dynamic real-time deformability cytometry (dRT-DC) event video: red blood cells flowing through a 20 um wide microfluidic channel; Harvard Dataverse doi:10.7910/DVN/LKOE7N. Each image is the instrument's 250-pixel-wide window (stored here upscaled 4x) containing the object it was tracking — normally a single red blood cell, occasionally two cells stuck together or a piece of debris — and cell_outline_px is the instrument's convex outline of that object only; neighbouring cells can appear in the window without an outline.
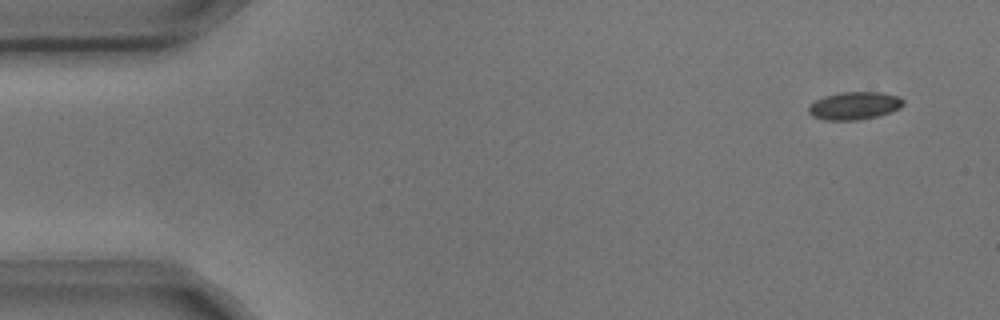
{"species": "common noctule bat (a hibernating species)", "species_latin": "Nyctalus noctula", "temperature_condition": "cold", "stored_images_in_passage": 5, "camera_frame_rate_fps": 3000, "um_per_image_px": 0.085, "animal": {"sex": "male", "body_mass_g": 17.9, "forearm_length_mm": 54.2}, "frame": {"image": 1, "passage_image": 1, "time_ms": 0.0, "image_size_px": [1000, 320], "cell_outline_px": [[904, 104], [900, 108], [892, 112], [876, 116], [856, 120], [824, 120], [812, 116], [808, 112], [808, 104], [824, 96], [840, 92], [880, 92], [900, 96], [904, 100]], "centroid_in_image_um": [72.62, 8.98], "position_along_channel_um": 12.4, "area_um2": 15.49}}
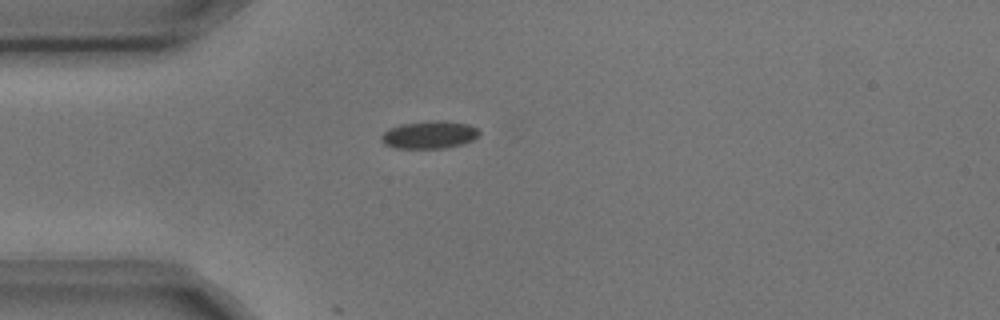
{"frame": {"image": 2, "passage_image": 4, "time_ms": 1.0, "image_size_px": [1000, 320], "cell_outline_px": [[480, 132], [472, 140], [460, 144], [444, 148], [396, 148], [384, 144], [380, 140], [380, 136], [388, 128], [400, 124], [432, 120], [444, 120], [468, 124], [476, 128]], "centroid_in_image_um": [36.44, 11.44], "position_along_channel_um": 48.6, "area_um2": 15.78}}